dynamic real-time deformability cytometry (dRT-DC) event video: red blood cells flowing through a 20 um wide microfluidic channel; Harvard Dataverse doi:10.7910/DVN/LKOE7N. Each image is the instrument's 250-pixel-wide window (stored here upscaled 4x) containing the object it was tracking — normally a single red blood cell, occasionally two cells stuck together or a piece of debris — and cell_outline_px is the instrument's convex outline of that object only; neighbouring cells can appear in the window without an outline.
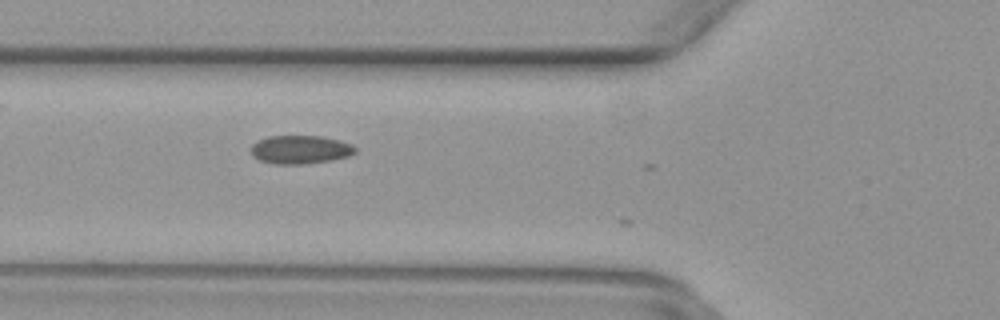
{"species": "common noctule bat (a hibernating species)", "species_latin": "Nyctalus noctula", "temperature_condition": "warm", "stored_images_in_passage": 6, "camera_frame_rate_fps": 3000, "um_per_image_px": 0.085, "animal": {"sex": "female", "body_mass_g": 29.2, "forearm_length_mm": 56.3}, "frame": {"image": 1, "passage_image": 3, "time_ms": 0.667, "image_size_px": [1000, 320], "cell_outline_px": [[356, 152], [348, 156], [332, 160], [304, 164], [272, 164], [260, 160], [252, 156], [252, 144], [268, 136], [324, 136], [340, 140], [352, 144], [356, 148]], "centroid_in_image_um": [25.55, 12.71], "position_along_channel_um": 100.3, "area_um2": 17.34}}